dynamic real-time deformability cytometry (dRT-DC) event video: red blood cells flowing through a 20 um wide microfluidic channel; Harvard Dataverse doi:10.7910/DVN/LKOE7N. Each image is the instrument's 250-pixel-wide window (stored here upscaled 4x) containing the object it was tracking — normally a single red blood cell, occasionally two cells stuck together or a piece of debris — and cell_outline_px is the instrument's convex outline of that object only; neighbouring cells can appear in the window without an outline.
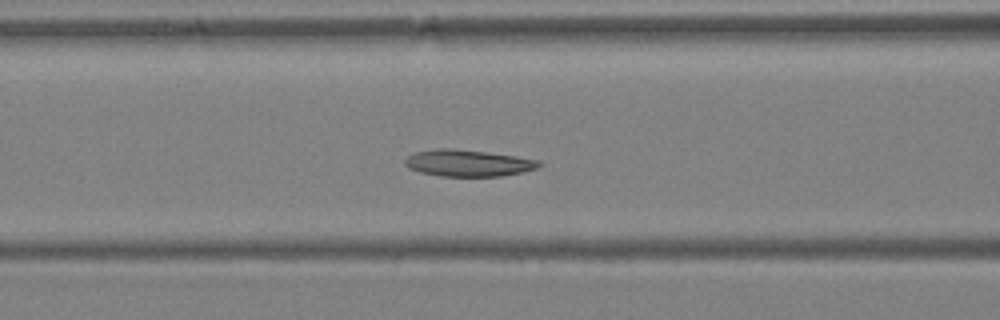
{"species": "Egyptian fruit bat (a non-hibernating species)", "species_latin": "Rousettus aegyptiacus", "temperature_condition": "warm", "stored_images_in_passage": 42, "segment_of_instrument_passage": [1, 2], "camera_frame_rate_fps": 3000, "um_per_image_px": 0.085, "animal": {"sex": "female"}, "frame": {"image": 1, "passage_image": 17, "time_ms": 5.333, "image_size_px": [1000, 320], "cell_outline_px": [[544, 164], [536, 168], [520, 172], [500, 176], [440, 176], [420, 172], [408, 168], [404, 164], [404, 160], [408, 156], [416, 152], [440, 148], [452, 148], [516, 156], [540, 160]], "centroid_in_image_um": [39.78, 13.86], "position_along_channel_um": 126.8, "area_um2": 20.69}}
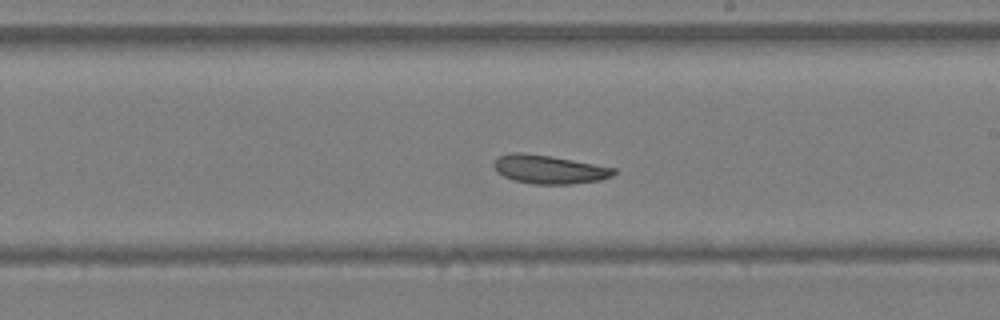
{"frame": {"image": 2, "passage_image": 24, "time_ms": 7.667, "image_size_px": [1000, 320], "cell_outline_px": [[616, 172], [612, 176], [600, 180], [572, 184], [532, 184], [512, 180], [496, 172], [492, 164], [500, 156], [508, 152], [524, 152], [572, 160], [616, 168]], "centroid_in_image_um": [46.64, 14.4], "position_along_channel_um": 242.4, "area_um2": 20.0}}
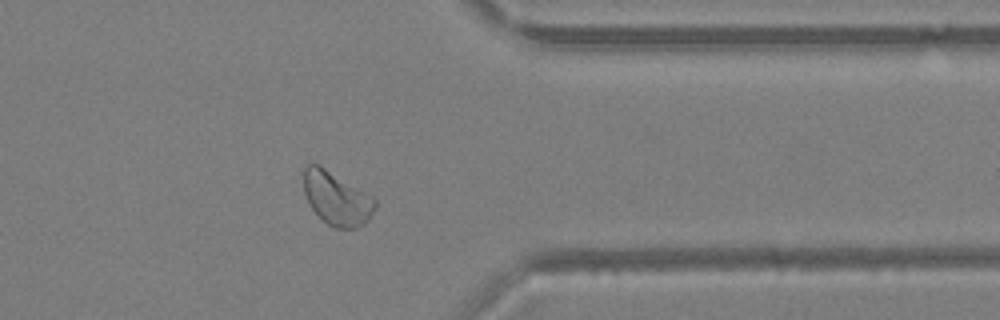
{"frame": {"image": 3, "passage_image": 33, "time_ms": 10.667, "image_size_px": [1000, 320], "cell_outline_px": [[376, 208], [368, 220], [364, 224], [356, 228], [336, 228], [328, 224], [312, 208], [304, 192], [304, 164], [320, 164], [372, 196], [376, 200]], "centroid_in_image_um": [28.63, 16.84], "position_along_channel_um": 382.8, "area_um2": 22.08}}